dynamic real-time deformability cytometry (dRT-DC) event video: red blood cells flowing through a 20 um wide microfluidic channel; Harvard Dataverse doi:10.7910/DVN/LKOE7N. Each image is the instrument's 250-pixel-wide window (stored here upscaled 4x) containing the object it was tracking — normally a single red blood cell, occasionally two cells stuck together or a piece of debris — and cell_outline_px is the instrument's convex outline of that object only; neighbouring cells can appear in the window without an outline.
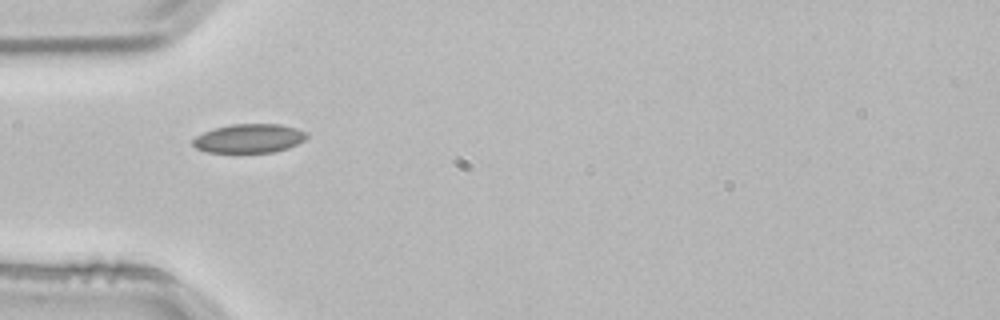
{"species": "common noctule bat (a hibernating species)", "species_latin": "Nyctalus noctula", "temperature_condition": "room temperature", "stored_images_in_passage": 4, "camera_frame_rate_fps": 3000, "um_per_image_px": 0.085, "animal": {"sex": "male", "body_mass_g": 21.5, "forearm_length_mm": 52.0}, "frame": {"image": 1, "passage_image": 4, "time_ms": 1.0, "image_size_px": [1000, 320], "cell_outline_px": [[308, 136], [304, 140], [288, 148], [272, 152], [208, 152], [196, 148], [192, 144], [192, 140], [196, 136], [204, 132], [216, 128], [232, 124], [280, 124], [296, 128], [308, 132]], "centroid_in_image_um": [21.19, 11.76], "position_along_channel_um": 63.8, "area_um2": 19.07}}